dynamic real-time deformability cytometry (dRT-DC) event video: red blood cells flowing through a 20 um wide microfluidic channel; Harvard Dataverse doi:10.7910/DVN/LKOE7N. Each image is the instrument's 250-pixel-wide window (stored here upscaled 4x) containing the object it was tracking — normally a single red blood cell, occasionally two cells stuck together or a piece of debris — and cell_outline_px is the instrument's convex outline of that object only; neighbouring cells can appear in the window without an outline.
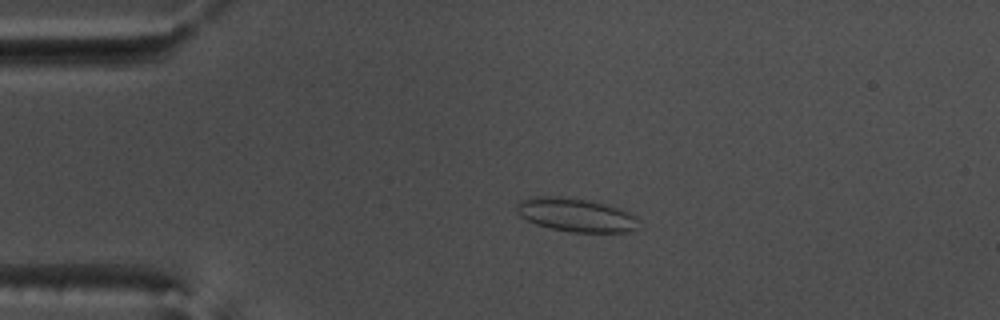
{"species": "common noctule bat (a hibernating species)", "species_latin": "Nyctalus noctula", "temperature_condition": "warm", "stored_images_in_passage": 53, "camera_frame_rate_fps": 3000, "um_per_image_px": 0.085, "animal": {"sex": "male", "body_mass_g": 17.5, "forearm_length_mm": 52.3}, "frame": {"image": 1, "passage_image": 11, "time_ms": 3.333, "image_size_px": [1000, 320], "cell_outline_px": [[636, 228], [628, 232], [572, 232], [552, 228], [536, 224], [520, 216], [516, 212], [516, 204], [520, 200], [532, 196], [560, 196], [592, 200], [620, 208], [628, 212], [632, 216]], "centroid_in_image_um": [48.86, 18.24], "position_along_channel_um": 36.1, "area_um2": 23.7}}
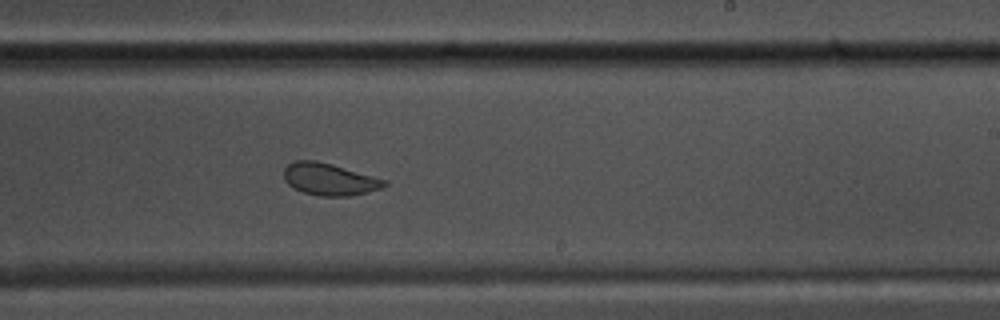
{"frame": {"image": 2, "passage_image": 32, "time_ms": 10.333, "image_size_px": [1000, 320], "cell_outline_px": [[388, 184], [380, 188], [352, 196], [320, 196], [304, 192], [292, 188], [284, 180], [284, 168], [288, 164], [296, 160], [316, 160], [332, 164], [388, 180]], "centroid_in_image_um": [27.99, 15.23], "position_along_channel_um": 261.0, "area_um2": 18.84}}
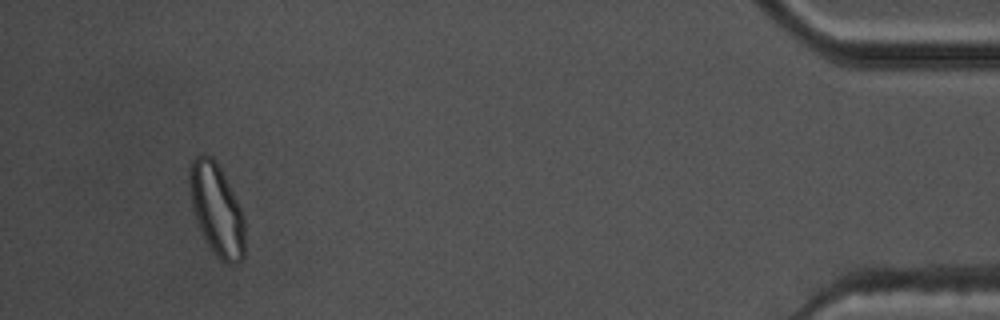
{"frame": {"image": 3, "passage_image": 50, "time_ms": 16.333, "image_size_px": [1000, 320], "cell_outline_px": [[244, 260], [236, 264], [232, 264], [224, 260], [208, 244], [196, 220], [192, 208], [188, 180], [188, 176], [192, 160], [196, 156], [204, 152], [212, 156], [216, 160], [244, 216]], "centroid_in_image_um": [18.4, 17.76], "position_along_channel_um": 416.8, "area_um2": 29.13}, "authors_computed_cell_mechanics": {"area_um2": 21.386, "velocity_mm_per_s": 3.7586, "shape_relaxation_time_tau1_ms": 10.7648, "shape_relaxation_time_tau2_ms": 0.9297, "deformation_change_tau1": 0.1846, "deformation_change_tau2": 0.0612}}